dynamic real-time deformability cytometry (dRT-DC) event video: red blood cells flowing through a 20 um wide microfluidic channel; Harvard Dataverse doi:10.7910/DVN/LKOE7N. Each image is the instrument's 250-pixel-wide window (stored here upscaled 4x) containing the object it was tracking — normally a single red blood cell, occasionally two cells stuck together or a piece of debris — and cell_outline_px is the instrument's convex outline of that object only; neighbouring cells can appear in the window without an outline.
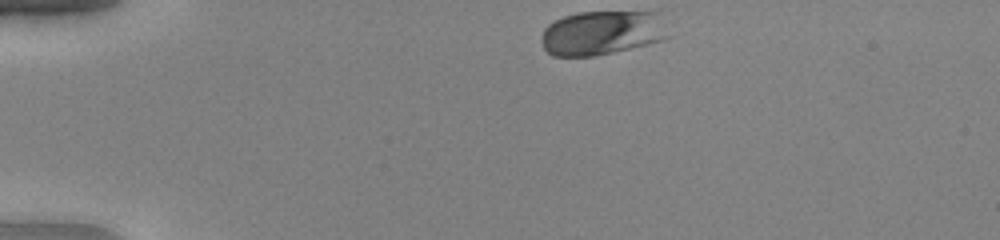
{"species": "human", "species_latin": "Homo sapiens", "temperature_condition": "warm", "stored_images_in_passage": 35, "camera_frame_rate_fps": 3000, "um_per_image_px": 0.085, "donor": {"sex": "female"}, "frame": {"image": 1, "passage_image": 1, "time_ms": 0.0, "image_size_px": [1000, 240], "cell_outline_px": [[676, 36], [648, 44], [596, 56], [552, 56], [544, 48], [540, 36], [544, 28], [552, 20], [576, 12], [656, 12]], "centroid_in_image_um": [51.22, 2.79], "position_along_channel_um": 33.8, "area_um2": 33.41}}
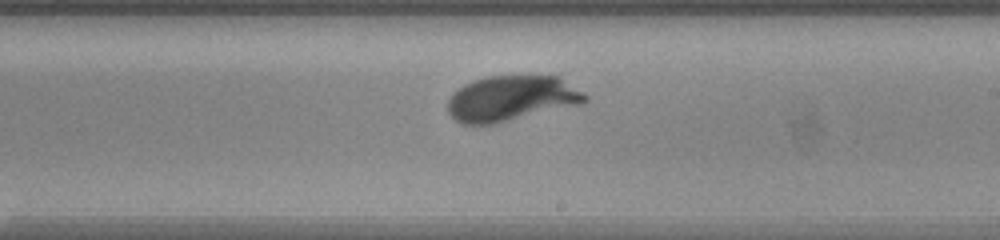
{"frame": {"image": 2, "passage_image": 22, "time_ms": 7.0, "image_size_px": [1000, 240], "cell_outline_px": [[588, 100], [584, 104], [496, 124], [460, 124], [448, 112], [448, 100], [452, 92], [464, 84], [472, 80], [484, 76], [560, 76], [584, 92], [588, 96]], "centroid_in_image_um": [43.5, 8.37], "position_along_channel_um": 245.5, "area_um2": 36.99}}
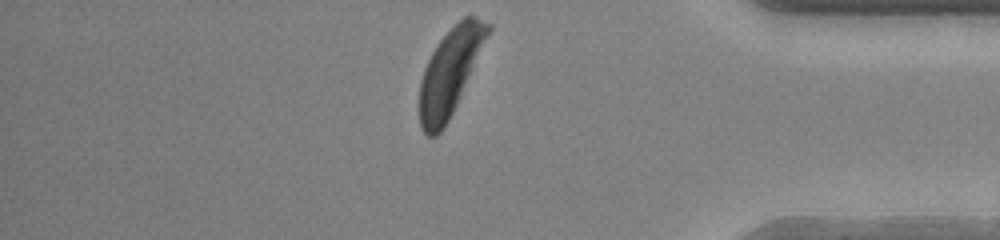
{"frame": {"image": 3, "passage_image": 35, "time_ms": 11.333, "image_size_px": [1000, 240], "cell_outline_px": [[492, 28], [460, 96], [448, 120], [440, 132], [436, 136], [428, 136], [420, 128], [420, 80], [424, 68], [436, 44], [464, 16], [472, 16], [492, 24]], "centroid_in_image_um": [38.24, 6.1], "position_along_channel_um": 397.0, "area_um2": 33.47}, "authors_computed_cell_mechanics": {"area_um2": 35.2002, "velocity_mm_per_s": 3.9949, "shape_relaxation_time_tau1_ms": 1.6788, "shape_relaxation_time_tau2_ms": null, "deformation_change_tau1": 0.163, "deformation_change_tau2": null}}